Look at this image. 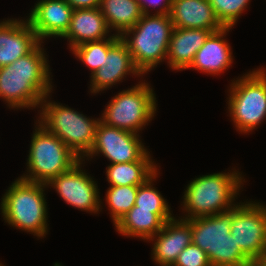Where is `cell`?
Masks as SVG:
<instances>
[{
    "label": "cell",
    "instance_id": "obj_9",
    "mask_svg": "<svg viewBox=\"0 0 266 266\" xmlns=\"http://www.w3.org/2000/svg\"><path fill=\"white\" fill-rule=\"evenodd\" d=\"M229 97V111L236 127L249 132L266 118V74L259 69L234 81Z\"/></svg>",
    "mask_w": 266,
    "mask_h": 266
},
{
    "label": "cell",
    "instance_id": "obj_20",
    "mask_svg": "<svg viewBox=\"0 0 266 266\" xmlns=\"http://www.w3.org/2000/svg\"><path fill=\"white\" fill-rule=\"evenodd\" d=\"M232 27H223L212 32L202 47L195 54L189 68H194L210 74H217L225 70L232 63V52L223 36Z\"/></svg>",
    "mask_w": 266,
    "mask_h": 266
},
{
    "label": "cell",
    "instance_id": "obj_28",
    "mask_svg": "<svg viewBox=\"0 0 266 266\" xmlns=\"http://www.w3.org/2000/svg\"><path fill=\"white\" fill-rule=\"evenodd\" d=\"M173 266H211L207 254L196 244L190 243L179 254Z\"/></svg>",
    "mask_w": 266,
    "mask_h": 266
},
{
    "label": "cell",
    "instance_id": "obj_13",
    "mask_svg": "<svg viewBox=\"0 0 266 266\" xmlns=\"http://www.w3.org/2000/svg\"><path fill=\"white\" fill-rule=\"evenodd\" d=\"M73 8L66 0H41L27 19L39 41L46 37H63L72 18Z\"/></svg>",
    "mask_w": 266,
    "mask_h": 266
},
{
    "label": "cell",
    "instance_id": "obj_22",
    "mask_svg": "<svg viewBox=\"0 0 266 266\" xmlns=\"http://www.w3.org/2000/svg\"><path fill=\"white\" fill-rule=\"evenodd\" d=\"M99 9L108 27L117 30L116 35L120 37L133 28L143 15L137 0H100Z\"/></svg>",
    "mask_w": 266,
    "mask_h": 266
},
{
    "label": "cell",
    "instance_id": "obj_10",
    "mask_svg": "<svg viewBox=\"0 0 266 266\" xmlns=\"http://www.w3.org/2000/svg\"><path fill=\"white\" fill-rule=\"evenodd\" d=\"M237 246L252 261L266 257V206L254 203L234 205L231 230Z\"/></svg>",
    "mask_w": 266,
    "mask_h": 266
},
{
    "label": "cell",
    "instance_id": "obj_5",
    "mask_svg": "<svg viewBox=\"0 0 266 266\" xmlns=\"http://www.w3.org/2000/svg\"><path fill=\"white\" fill-rule=\"evenodd\" d=\"M45 184L17 179L2 198L4 220L38 237L47 233Z\"/></svg>",
    "mask_w": 266,
    "mask_h": 266
},
{
    "label": "cell",
    "instance_id": "obj_7",
    "mask_svg": "<svg viewBox=\"0 0 266 266\" xmlns=\"http://www.w3.org/2000/svg\"><path fill=\"white\" fill-rule=\"evenodd\" d=\"M42 100V125L47 131L60 138L80 159L87 155L95 140L96 127L99 122L86 118L83 114L57 103Z\"/></svg>",
    "mask_w": 266,
    "mask_h": 266
},
{
    "label": "cell",
    "instance_id": "obj_2",
    "mask_svg": "<svg viewBox=\"0 0 266 266\" xmlns=\"http://www.w3.org/2000/svg\"><path fill=\"white\" fill-rule=\"evenodd\" d=\"M186 221L191 226L192 243L207 254L211 266H252L230 234L231 210Z\"/></svg>",
    "mask_w": 266,
    "mask_h": 266
},
{
    "label": "cell",
    "instance_id": "obj_26",
    "mask_svg": "<svg viewBox=\"0 0 266 266\" xmlns=\"http://www.w3.org/2000/svg\"><path fill=\"white\" fill-rule=\"evenodd\" d=\"M156 175L157 172L138 186L134 206H138V209L152 210L153 213H170L168 204L164 198L151 185L152 179H155Z\"/></svg>",
    "mask_w": 266,
    "mask_h": 266
},
{
    "label": "cell",
    "instance_id": "obj_16",
    "mask_svg": "<svg viewBox=\"0 0 266 266\" xmlns=\"http://www.w3.org/2000/svg\"><path fill=\"white\" fill-rule=\"evenodd\" d=\"M157 235L152 255L161 266H173L179 254L192 243L191 226L183 219L166 221Z\"/></svg>",
    "mask_w": 266,
    "mask_h": 266
},
{
    "label": "cell",
    "instance_id": "obj_3",
    "mask_svg": "<svg viewBox=\"0 0 266 266\" xmlns=\"http://www.w3.org/2000/svg\"><path fill=\"white\" fill-rule=\"evenodd\" d=\"M239 175L236 172L214 173L194 179L184 194V209L189 215L183 220L230 211L242 182Z\"/></svg>",
    "mask_w": 266,
    "mask_h": 266
},
{
    "label": "cell",
    "instance_id": "obj_19",
    "mask_svg": "<svg viewBox=\"0 0 266 266\" xmlns=\"http://www.w3.org/2000/svg\"><path fill=\"white\" fill-rule=\"evenodd\" d=\"M109 30L110 28L99 7L74 9L70 26L63 37L70 40V47L73 49L85 42L104 40Z\"/></svg>",
    "mask_w": 266,
    "mask_h": 266
},
{
    "label": "cell",
    "instance_id": "obj_8",
    "mask_svg": "<svg viewBox=\"0 0 266 266\" xmlns=\"http://www.w3.org/2000/svg\"><path fill=\"white\" fill-rule=\"evenodd\" d=\"M152 88L140 83L113 97L100 121L106 125L137 134L154 116L156 100Z\"/></svg>",
    "mask_w": 266,
    "mask_h": 266
},
{
    "label": "cell",
    "instance_id": "obj_14",
    "mask_svg": "<svg viewBox=\"0 0 266 266\" xmlns=\"http://www.w3.org/2000/svg\"><path fill=\"white\" fill-rule=\"evenodd\" d=\"M40 43L29 21L0 23V68L30 53Z\"/></svg>",
    "mask_w": 266,
    "mask_h": 266
},
{
    "label": "cell",
    "instance_id": "obj_1",
    "mask_svg": "<svg viewBox=\"0 0 266 266\" xmlns=\"http://www.w3.org/2000/svg\"><path fill=\"white\" fill-rule=\"evenodd\" d=\"M40 45L0 68V97L12 108L36 107L51 92L49 68Z\"/></svg>",
    "mask_w": 266,
    "mask_h": 266
},
{
    "label": "cell",
    "instance_id": "obj_12",
    "mask_svg": "<svg viewBox=\"0 0 266 266\" xmlns=\"http://www.w3.org/2000/svg\"><path fill=\"white\" fill-rule=\"evenodd\" d=\"M79 161L70 170L53 178L51 184L66 203L86 211L98 212L99 196L95 182L80 168Z\"/></svg>",
    "mask_w": 266,
    "mask_h": 266
},
{
    "label": "cell",
    "instance_id": "obj_25",
    "mask_svg": "<svg viewBox=\"0 0 266 266\" xmlns=\"http://www.w3.org/2000/svg\"><path fill=\"white\" fill-rule=\"evenodd\" d=\"M138 186H110L106 201L110 207L114 225L135 205Z\"/></svg>",
    "mask_w": 266,
    "mask_h": 266
},
{
    "label": "cell",
    "instance_id": "obj_29",
    "mask_svg": "<svg viewBox=\"0 0 266 266\" xmlns=\"http://www.w3.org/2000/svg\"><path fill=\"white\" fill-rule=\"evenodd\" d=\"M165 2L163 3L162 5V8H160L159 11H157L156 14H159V15H169L170 14V10H171V5H172V2L173 0H164ZM137 2L139 3V6L141 8V11L143 14H149V11H148V8L150 6H154V8H156V6L158 5H161V2L159 1H153V0H149V3L146 1V0H137ZM147 3L149 5H147ZM148 6V8H147Z\"/></svg>",
    "mask_w": 266,
    "mask_h": 266
},
{
    "label": "cell",
    "instance_id": "obj_17",
    "mask_svg": "<svg viewBox=\"0 0 266 266\" xmlns=\"http://www.w3.org/2000/svg\"><path fill=\"white\" fill-rule=\"evenodd\" d=\"M176 28L221 30L208 0H173L169 14Z\"/></svg>",
    "mask_w": 266,
    "mask_h": 266
},
{
    "label": "cell",
    "instance_id": "obj_30",
    "mask_svg": "<svg viewBox=\"0 0 266 266\" xmlns=\"http://www.w3.org/2000/svg\"><path fill=\"white\" fill-rule=\"evenodd\" d=\"M73 9H92L100 5V0H66Z\"/></svg>",
    "mask_w": 266,
    "mask_h": 266
},
{
    "label": "cell",
    "instance_id": "obj_4",
    "mask_svg": "<svg viewBox=\"0 0 266 266\" xmlns=\"http://www.w3.org/2000/svg\"><path fill=\"white\" fill-rule=\"evenodd\" d=\"M173 30L169 15L143 14L136 25L121 36L141 74L166 59ZM131 33L133 37L130 40L126 36Z\"/></svg>",
    "mask_w": 266,
    "mask_h": 266
},
{
    "label": "cell",
    "instance_id": "obj_23",
    "mask_svg": "<svg viewBox=\"0 0 266 266\" xmlns=\"http://www.w3.org/2000/svg\"><path fill=\"white\" fill-rule=\"evenodd\" d=\"M156 171L147 152L139 161L111 164L106 173L111 186H139Z\"/></svg>",
    "mask_w": 266,
    "mask_h": 266
},
{
    "label": "cell",
    "instance_id": "obj_27",
    "mask_svg": "<svg viewBox=\"0 0 266 266\" xmlns=\"http://www.w3.org/2000/svg\"><path fill=\"white\" fill-rule=\"evenodd\" d=\"M224 27H233L250 0H208Z\"/></svg>",
    "mask_w": 266,
    "mask_h": 266
},
{
    "label": "cell",
    "instance_id": "obj_31",
    "mask_svg": "<svg viewBox=\"0 0 266 266\" xmlns=\"http://www.w3.org/2000/svg\"><path fill=\"white\" fill-rule=\"evenodd\" d=\"M252 266H266V257L259 261L253 262Z\"/></svg>",
    "mask_w": 266,
    "mask_h": 266
},
{
    "label": "cell",
    "instance_id": "obj_6",
    "mask_svg": "<svg viewBox=\"0 0 266 266\" xmlns=\"http://www.w3.org/2000/svg\"><path fill=\"white\" fill-rule=\"evenodd\" d=\"M35 129L27 166L30 174L23 180L47 185L53 178L67 172L81 159L56 135L42 125Z\"/></svg>",
    "mask_w": 266,
    "mask_h": 266
},
{
    "label": "cell",
    "instance_id": "obj_18",
    "mask_svg": "<svg viewBox=\"0 0 266 266\" xmlns=\"http://www.w3.org/2000/svg\"><path fill=\"white\" fill-rule=\"evenodd\" d=\"M215 31L218 30L174 27L167 51L170 67L174 70L188 69L197 51Z\"/></svg>",
    "mask_w": 266,
    "mask_h": 266
},
{
    "label": "cell",
    "instance_id": "obj_24",
    "mask_svg": "<svg viewBox=\"0 0 266 266\" xmlns=\"http://www.w3.org/2000/svg\"><path fill=\"white\" fill-rule=\"evenodd\" d=\"M120 38V36L114 35L106 40L85 42L73 49V53L83 63L92 69V73L96 72L99 68L103 67L106 60L108 49Z\"/></svg>",
    "mask_w": 266,
    "mask_h": 266
},
{
    "label": "cell",
    "instance_id": "obj_11",
    "mask_svg": "<svg viewBox=\"0 0 266 266\" xmlns=\"http://www.w3.org/2000/svg\"><path fill=\"white\" fill-rule=\"evenodd\" d=\"M138 137L135 133L108 126L99 120L94 144L86 156L102 152L112 164L139 161L147 150Z\"/></svg>",
    "mask_w": 266,
    "mask_h": 266
},
{
    "label": "cell",
    "instance_id": "obj_15",
    "mask_svg": "<svg viewBox=\"0 0 266 266\" xmlns=\"http://www.w3.org/2000/svg\"><path fill=\"white\" fill-rule=\"evenodd\" d=\"M127 73L140 75L126 43L120 37L109 49L103 67L91 75L92 93H97L123 79Z\"/></svg>",
    "mask_w": 266,
    "mask_h": 266
},
{
    "label": "cell",
    "instance_id": "obj_21",
    "mask_svg": "<svg viewBox=\"0 0 266 266\" xmlns=\"http://www.w3.org/2000/svg\"><path fill=\"white\" fill-rule=\"evenodd\" d=\"M173 218L171 213H153L152 210L138 209V206H134L115 226L122 235L138 236L152 241L165 222Z\"/></svg>",
    "mask_w": 266,
    "mask_h": 266
}]
</instances>
